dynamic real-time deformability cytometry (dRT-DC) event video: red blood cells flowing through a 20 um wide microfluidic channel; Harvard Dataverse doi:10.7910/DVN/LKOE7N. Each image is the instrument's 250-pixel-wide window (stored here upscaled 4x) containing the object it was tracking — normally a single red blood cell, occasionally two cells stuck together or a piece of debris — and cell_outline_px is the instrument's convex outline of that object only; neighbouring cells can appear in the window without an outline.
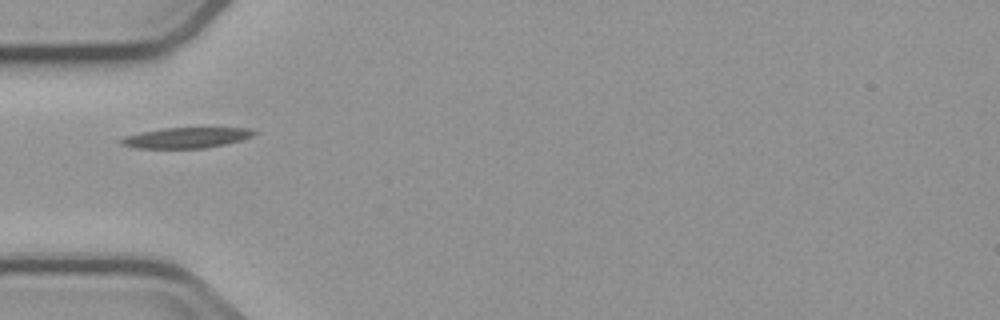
{"species": "common noctule bat (a hibernating species)", "species_latin": "Nyctalus noctula", "temperature_condition": "cold", "stored_images_in_passage": 2, "camera_frame_rate_fps": 3000, "um_per_image_px": 0.085, "animal": {"sex": "male", "body_mass_g": 23.1, "forearm_length_mm": 52.7}, "frame": {"image": 1, "passage_image": 1, "time_ms": 0.0, "image_size_px": [1000, 320], "cell_outline_px": [[256, 132], [252, 136], [240, 140], [224, 144], [204, 148], [136, 148], [120, 144], [116, 140], [124, 136], [140, 132], [160, 128], [252, 128]], "centroid_in_image_um": [15.75, 11.7], "position_along_channel_um": 69.3, "area_um2": 15.95}}
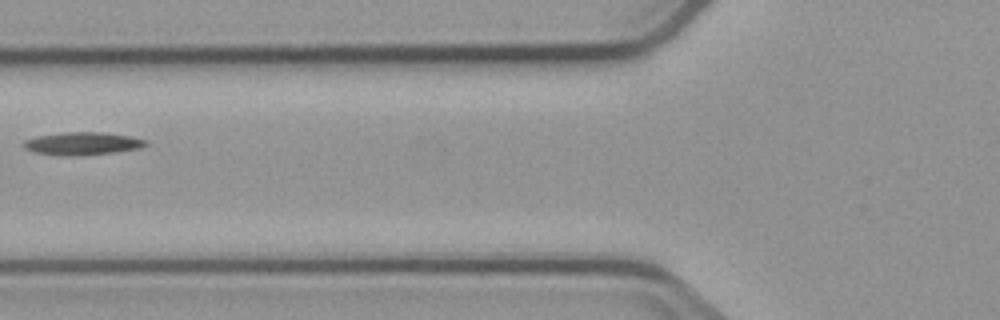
{"frame": {"image": 2, "passage_image": 2, "time_ms": 1.333, "image_size_px": [1000, 320], "cell_outline_px": [[148, 144], [140, 148], [112, 152], [72, 156], [64, 156], [32, 152], [24, 148], [20, 144], [24, 140], [36, 136], [64, 132], [104, 132], [132, 136], [148, 140]], "centroid_in_image_um": [6.97, 12.19], "position_along_channel_um": 118.8, "area_um2": 16.42}}